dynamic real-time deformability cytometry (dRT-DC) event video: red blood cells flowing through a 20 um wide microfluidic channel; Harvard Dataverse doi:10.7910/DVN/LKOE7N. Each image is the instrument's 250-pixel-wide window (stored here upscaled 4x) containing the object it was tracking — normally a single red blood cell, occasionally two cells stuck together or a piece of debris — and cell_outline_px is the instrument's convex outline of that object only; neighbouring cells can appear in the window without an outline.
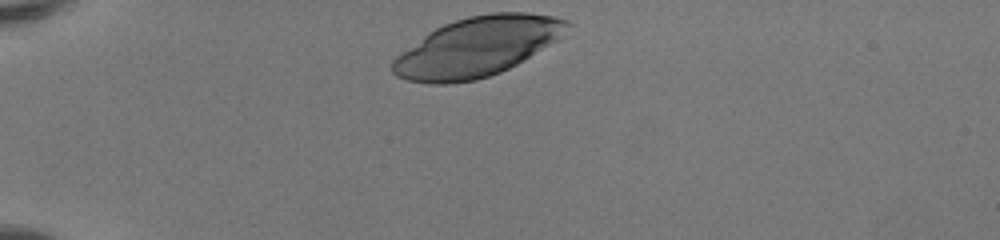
{"species": "human", "species_latin": "Homo sapiens", "temperature_condition": "room temperature", "stored_images_in_passage": 32, "camera_frame_rate_fps": 3000, "um_per_image_px": 0.085, "donor": {"sex": "female"}, "frame": {"image": 1, "passage_image": 1, "time_ms": 0.0, "image_size_px": [1000, 240], "cell_outline_px": [[572, 24], [560, 40], [524, 60], [500, 72], [476, 80], [448, 84], [432, 84], [408, 80], [396, 76], [392, 72], [392, 60], [396, 56], [428, 32], [444, 24], [468, 16], [492, 12], [528, 12], [556, 16], [568, 20]], "centroid_in_image_um": [40.61, 3.97], "position_along_channel_um": 44.4, "area_um2": 60.69}}